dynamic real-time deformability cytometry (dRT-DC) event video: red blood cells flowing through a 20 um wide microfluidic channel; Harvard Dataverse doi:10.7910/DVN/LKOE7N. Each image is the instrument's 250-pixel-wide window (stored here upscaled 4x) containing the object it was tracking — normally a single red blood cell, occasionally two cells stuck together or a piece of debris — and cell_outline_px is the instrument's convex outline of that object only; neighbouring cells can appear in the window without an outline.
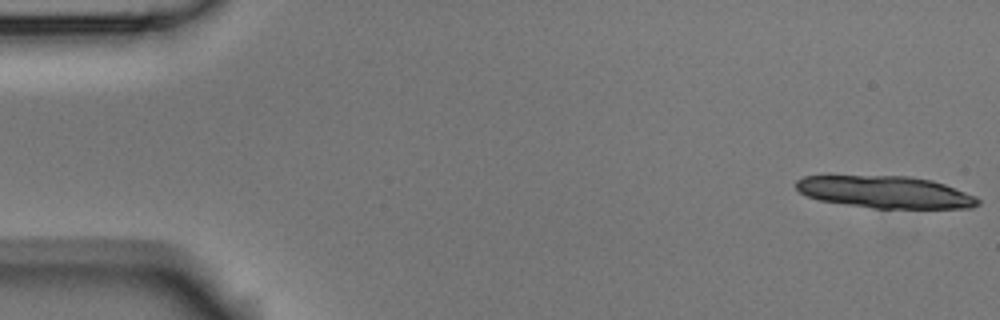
{"species": "Egyptian fruit bat (a non-hibernating species)", "species_latin": "Rousettus aegyptiacus", "temperature_condition": "room temperature", "stored_images_in_passage": 14, "camera_frame_rate_fps": 3000, "um_per_image_px": 0.085, "animal": {"sex": "male"}, "frame": {"image": 1, "passage_image": 1, "time_ms": 0.0, "image_size_px": [1000, 320], "cell_outline_px": [[980, 204], [972, 208], [872, 208], [820, 200], [808, 196], [800, 192], [796, 188], [796, 180], [804, 176], [908, 176], [932, 180], [944, 184], [976, 196], [980, 200]], "centroid_in_image_um": [75.28, 16.33], "position_along_channel_um": 9.7, "area_um2": 33.87}}